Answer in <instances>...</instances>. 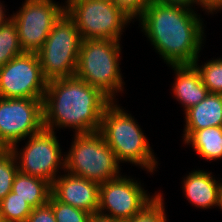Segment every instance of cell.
<instances>
[{"label":"cell","mask_w":222,"mask_h":222,"mask_svg":"<svg viewBox=\"0 0 222 222\" xmlns=\"http://www.w3.org/2000/svg\"><path fill=\"white\" fill-rule=\"evenodd\" d=\"M57 222H88L91 215L87 211L58 201L52 194L49 201Z\"/></svg>","instance_id":"obj_23"},{"label":"cell","mask_w":222,"mask_h":222,"mask_svg":"<svg viewBox=\"0 0 222 222\" xmlns=\"http://www.w3.org/2000/svg\"><path fill=\"white\" fill-rule=\"evenodd\" d=\"M200 6L208 13L222 10V0H200Z\"/></svg>","instance_id":"obj_27"},{"label":"cell","mask_w":222,"mask_h":222,"mask_svg":"<svg viewBox=\"0 0 222 222\" xmlns=\"http://www.w3.org/2000/svg\"><path fill=\"white\" fill-rule=\"evenodd\" d=\"M21 9L13 14L19 44L23 52L37 53L50 31L65 13V6L52 0H25Z\"/></svg>","instance_id":"obj_10"},{"label":"cell","mask_w":222,"mask_h":222,"mask_svg":"<svg viewBox=\"0 0 222 222\" xmlns=\"http://www.w3.org/2000/svg\"><path fill=\"white\" fill-rule=\"evenodd\" d=\"M160 3L167 4V5H177V6H183L187 7L189 9H192V4L200 5V0H156Z\"/></svg>","instance_id":"obj_28"},{"label":"cell","mask_w":222,"mask_h":222,"mask_svg":"<svg viewBox=\"0 0 222 222\" xmlns=\"http://www.w3.org/2000/svg\"><path fill=\"white\" fill-rule=\"evenodd\" d=\"M52 185L44 179L18 171L14 177L12 192L25 200L32 208L49 201Z\"/></svg>","instance_id":"obj_17"},{"label":"cell","mask_w":222,"mask_h":222,"mask_svg":"<svg viewBox=\"0 0 222 222\" xmlns=\"http://www.w3.org/2000/svg\"><path fill=\"white\" fill-rule=\"evenodd\" d=\"M65 156V170L73 175L105 183L121 174L115 153L99 132L75 134Z\"/></svg>","instance_id":"obj_5"},{"label":"cell","mask_w":222,"mask_h":222,"mask_svg":"<svg viewBox=\"0 0 222 222\" xmlns=\"http://www.w3.org/2000/svg\"><path fill=\"white\" fill-rule=\"evenodd\" d=\"M198 58L194 65L199 70L203 84L209 93L222 94V58L211 60L199 67Z\"/></svg>","instance_id":"obj_22"},{"label":"cell","mask_w":222,"mask_h":222,"mask_svg":"<svg viewBox=\"0 0 222 222\" xmlns=\"http://www.w3.org/2000/svg\"><path fill=\"white\" fill-rule=\"evenodd\" d=\"M113 100L101 89L74 76L47 81L43 125L75 129V134L98 132L105 109Z\"/></svg>","instance_id":"obj_2"},{"label":"cell","mask_w":222,"mask_h":222,"mask_svg":"<svg viewBox=\"0 0 222 222\" xmlns=\"http://www.w3.org/2000/svg\"><path fill=\"white\" fill-rule=\"evenodd\" d=\"M65 13L84 39L120 40L124 25L132 19L115 2L67 0Z\"/></svg>","instance_id":"obj_7"},{"label":"cell","mask_w":222,"mask_h":222,"mask_svg":"<svg viewBox=\"0 0 222 222\" xmlns=\"http://www.w3.org/2000/svg\"><path fill=\"white\" fill-rule=\"evenodd\" d=\"M100 184L68 172L57 176L52 183L51 194L60 202L98 213Z\"/></svg>","instance_id":"obj_13"},{"label":"cell","mask_w":222,"mask_h":222,"mask_svg":"<svg viewBox=\"0 0 222 222\" xmlns=\"http://www.w3.org/2000/svg\"><path fill=\"white\" fill-rule=\"evenodd\" d=\"M25 145L19 153L17 146L10 148L16 160H19L18 171L47 180L52 185L59 168L62 167L65 172V157H62L55 132L43 128L38 133L29 136Z\"/></svg>","instance_id":"obj_8"},{"label":"cell","mask_w":222,"mask_h":222,"mask_svg":"<svg viewBox=\"0 0 222 222\" xmlns=\"http://www.w3.org/2000/svg\"><path fill=\"white\" fill-rule=\"evenodd\" d=\"M26 222H57L52 205L47 202L44 205L33 208Z\"/></svg>","instance_id":"obj_26"},{"label":"cell","mask_w":222,"mask_h":222,"mask_svg":"<svg viewBox=\"0 0 222 222\" xmlns=\"http://www.w3.org/2000/svg\"><path fill=\"white\" fill-rule=\"evenodd\" d=\"M81 41L74 21L64 13L36 53L47 81L75 75Z\"/></svg>","instance_id":"obj_6"},{"label":"cell","mask_w":222,"mask_h":222,"mask_svg":"<svg viewBox=\"0 0 222 222\" xmlns=\"http://www.w3.org/2000/svg\"><path fill=\"white\" fill-rule=\"evenodd\" d=\"M94 1L114 2L115 0H94Z\"/></svg>","instance_id":"obj_32"},{"label":"cell","mask_w":222,"mask_h":222,"mask_svg":"<svg viewBox=\"0 0 222 222\" xmlns=\"http://www.w3.org/2000/svg\"><path fill=\"white\" fill-rule=\"evenodd\" d=\"M221 182H220V185H219L218 206L222 210V183Z\"/></svg>","instance_id":"obj_31"},{"label":"cell","mask_w":222,"mask_h":222,"mask_svg":"<svg viewBox=\"0 0 222 222\" xmlns=\"http://www.w3.org/2000/svg\"><path fill=\"white\" fill-rule=\"evenodd\" d=\"M3 6L4 5H2V3L0 2V25H4L8 23L9 21L13 20V15H11V17L6 18V15H5L6 10Z\"/></svg>","instance_id":"obj_30"},{"label":"cell","mask_w":222,"mask_h":222,"mask_svg":"<svg viewBox=\"0 0 222 222\" xmlns=\"http://www.w3.org/2000/svg\"><path fill=\"white\" fill-rule=\"evenodd\" d=\"M32 209L25 200L11 191L0 201V220L1 222H26Z\"/></svg>","instance_id":"obj_19"},{"label":"cell","mask_w":222,"mask_h":222,"mask_svg":"<svg viewBox=\"0 0 222 222\" xmlns=\"http://www.w3.org/2000/svg\"><path fill=\"white\" fill-rule=\"evenodd\" d=\"M114 103L112 101L105 109L98 132L115 153L118 162H130L153 172L157 161L146 135L131 114Z\"/></svg>","instance_id":"obj_3"},{"label":"cell","mask_w":222,"mask_h":222,"mask_svg":"<svg viewBox=\"0 0 222 222\" xmlns=\"http://www.w3.org/2000/svg\"><path fill=\"white\" fill-rule=\"evenodd\" d=\"M43 125V99L0 97V147L10 149L38 133Z\"/></svg>","instance_id":"obj_9"},{"label":"cell","mask_w":222,"mask_h":222,"mask_svg":"<svg viewBox=\"0 0 222 222\" xmlns=\"http://www.w3.org/2000/svg\"><path fill=\"white\" fill-rule=\"evenodd\" d=\"M220 183L213 178L211 172L195 170L183 180L185 197L197 208L218 206Z\"/></svg>","instance_id":"obj_16"},{"label":"cell","mask_w":222,"mask_h":222,"mask_svg":"<svg viewBox=\"0 0 222 222\" xmlns=\"http://www.w3.org/2000/svg\"><path fill=\"white\" fill-rule=\"evenodd\" d=\"M88 222H121V221L114 220L110 217H106V216L96 213V214L91 215Z\"/></svg>","instance_id":"obj_29"},{"label":"cell","mask_w":222,"mask_h":222,"mask_svg":"<svg viewBox=\"0 0 222 222\" xmlns=\"http://www.w3.org/2000/svg\"><path fill=\"white\" fill-rule=\"evenodd\" d=\"M153 0H115L116 5L131 19L139 18Z\"/></svg>","instance_id":"obj_25"},{"label":"cell","mask_w":222,"mask_h":222,"mask_svg":"<svg viewBox=\"0 0 222 222\" xmlns=\"http://www.w3.org/2000/svg\"><path fill=\"white\" fill-rule=\"evenodd\" d=\"M161 193L141 213L124 222H167Z\"/></svg>","instance_id":"obj_24"},{"label":"cell","mask_w":222,"mask_h":222,"mask_svg":"<svg viewBox=\"0 0 222 222\" xmlns=\"http://www.w3.org/2000/svg\"><path fill=\"white\" fill-rule=\"evenodd\" d=\"M16 163V164H15ZM18 172L17 160L11 149H0V201L12 191L13 180Z\"/></svg>","instance_id":"obj_21"},{"label":"cell","mask_w":222,"mask_h":222,"mask_svg":"<svg viewBox=\"0 0 222 222\" xmlns=\"http://www.w3.org/2000/svg\"><path fill=\"white\" fill-rule=\"evenodd\" d=\"M120 42L109 39L81 41L75 76L101 89L113 101L115 93L123 91L120 67Z\"/></svg>","instance_id":"obj_4"},{"label":"cell","mask_w":222,"mask_h":222,"mask_svg":"<svg viewBox=\"0 0 222 222\" xmlns=\"http://www.w3.org/2000/svg\"><path fill=\"white\" fill-rule=\"evenodd\" d=\"M184 142L206 160L222 158V127H207L194 131Z\"/></svg>","instance_id":"obj_18"},{"label":"cell","mask_w":222,"mask_h":222,"mask_svg":"<svg viewBox=\"0 0 222 222\" xmlns=\"http://www.w3.org/2000/svg\"><path fill=\"white\" fill-rule=\"evenodd\" d=\"M186 140L194 131L207 127H222V94L209 93L199 104L185 111Z\"/></svg>","instance_id":"obj_15"},{"label":"cell","mask_w":222,"mask_h":222,"mask_svg":"<svg viewBox=\"0 0 222 222\" xmlns=\"http://www.w3.org/2000/svg\"><path fill=\"white\" fill-rule=\"evenodd\" d=\"M139 20L145 36L169 66L193 64L198 58L205 34L193 9L153 0Z\"/></svg>","instance_id":"obj_1"},{"label":"cell","mask_w":222,"mask_h":222,"mask_svg":"<svg viewBox=\"0 0 222 222\" xmlns=\"http://www.w3.org/2000/svg\"><path fill=\"white\" fill-rule=\"evenodd\" d=\"M159 194L151 197L137 181L119 176L100 184L98 214L124 222L141 213Z\"/></svg>","instance_id":"obj_11"},{"label":"cell","mask_w":222,"mask_h":222,"mask_svg":"<svg viewBox=\"0 0 222 222\" xmlns=\"http://www.w3.org/2000/svg\"><path fill=\"white\" fill-rule=\"evenodd\" d=\"M171 67L176 73L172 90L185 111L199 104L209 94L194 64L171 65Z\"/></svg>","instance_id":"obj_14"},{"label":"cell","mask_w":222,"mask_h":222,"mask_svg":"<svg viewBox=\"0 0 222 222\" xmlns=\"http://www.w3.org/2000/svg\"><path fill=\"white\" fill-rule=\"evenodd\" d=\"M47 87L36 53L24 52L0 68V97L43 99Z\"/></svg>","instance_id":"obj_12"},{"label":"cell","mask_w":222,"mask_h":222,"mask_svg":"<svg viewBox=\"0 0 222 222\" xmlns=\"http://www.w3.org/2000/svg\"><path fill=\"white\" fill-rule=\"evenodd\" d=\"M23 53L14 21L0 25V68Z\"/></svg>","instance_id":"obj_20"}]
</instances>
